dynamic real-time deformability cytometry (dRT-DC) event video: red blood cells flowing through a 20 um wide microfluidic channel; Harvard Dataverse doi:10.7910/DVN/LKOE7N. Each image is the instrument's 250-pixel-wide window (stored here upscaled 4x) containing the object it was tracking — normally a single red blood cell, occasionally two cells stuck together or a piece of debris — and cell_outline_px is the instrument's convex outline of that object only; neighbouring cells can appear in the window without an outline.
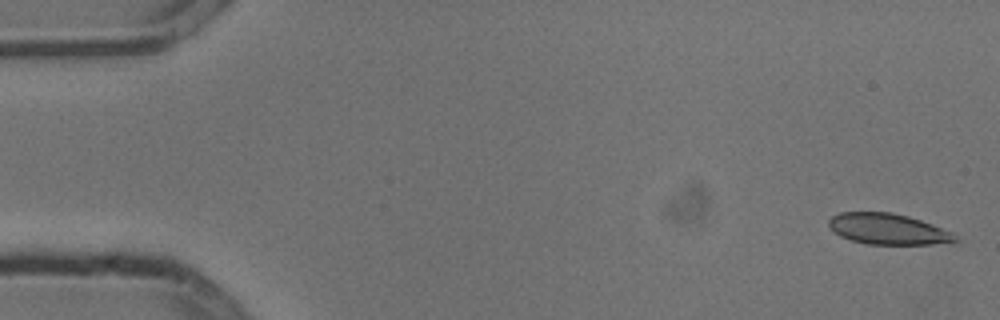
{"species": "common noctule bat (a hibernating species)", "species_latin": "Nyctalus noctula", "temperature_condition": "cold", "stored_images_in_passage": 5, "camera_frame_rate_fps": 3000, "um_per_image_px": 0.085, "animal": {"sex": "male", "body_mass_g": 13.3}, "frame": {"image": 1, "passage_image": 1, "time_ms": 0.0, "image_size_px": [1000, 320], "cell_outline_px": [[960, 240], [932, 244], [864, 244], [840, 236], [828, 224], [828, 220], [832, 216], [840, 212], [892, 212], [908, 216], [932, 224], [952, 232]], "centroid_in_image_um": [75.47, 19.46], "position_along_channel_um": 9.5, "area_um2": 22.6}}
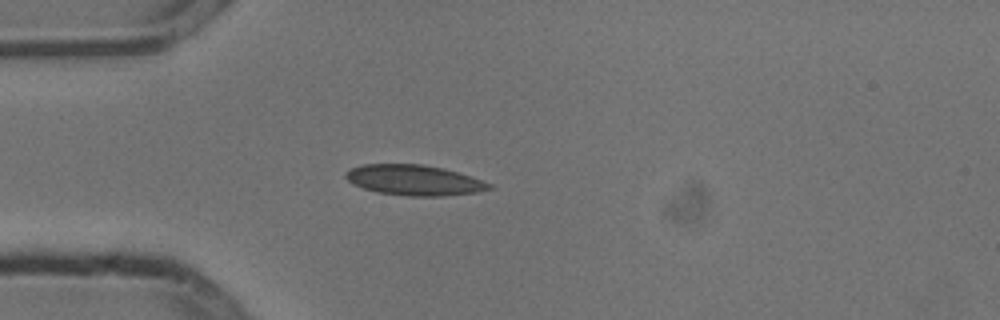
{"frame": {"image": 2, "passage_image": 4, "time_ms": 1.0, "image_size_px": [1000, 320], "cell_outline_px": [[496, 188], [476, 192], [440, 196], [408, 196], [376, 192], [352, 184], [344, 176], [344, 172], [352, 168], [364, 164], [424, 164], [444, 168], [492, 184]], "centroid_in_image_um": [35.18, 15.31], "position_along_channel_um": 49.8, "area_um2": 25.37}}